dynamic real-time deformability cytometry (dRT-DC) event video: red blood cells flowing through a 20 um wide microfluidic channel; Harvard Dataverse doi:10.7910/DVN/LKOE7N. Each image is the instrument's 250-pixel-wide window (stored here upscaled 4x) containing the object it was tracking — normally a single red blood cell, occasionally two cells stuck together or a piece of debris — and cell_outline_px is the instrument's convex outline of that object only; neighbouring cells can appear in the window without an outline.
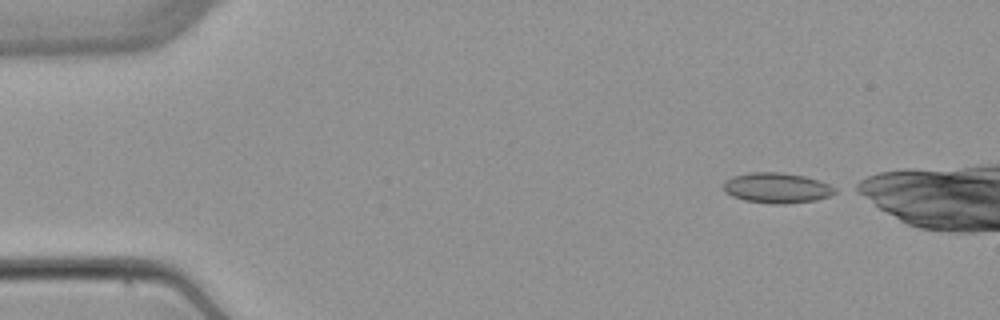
{"species": "common noctule bat (a hibernating species)", "species_latin": "Nyctalus noctula", "temperature_condition": "warm", "stored_images_in_passage": 4, "camera_frame_rate_fps": 3000, "um_per_image_px": 0.085, "animal": {"sex": "female", "body_mass_g": 22.7, "forearm_length_mm": 54.2}, "frame": {"image": 1, "passage_image": 1, "time_ms": 0.0, "image_size_px": [1000, 320], "cell_outline_px": [[836, 192], [828, 196], [816, 200], [784, 204], [772, 204], [744, 200], [732, 196], [724, 192], [724, 180], [732, 176], [752, 172], [780, 172], [804, 176], [820, 180], [836, 188]], "centroid_in_image_um": [66.01, 15.97], "position_along_channel_um": 19.0, "area_um2": 19.77}}